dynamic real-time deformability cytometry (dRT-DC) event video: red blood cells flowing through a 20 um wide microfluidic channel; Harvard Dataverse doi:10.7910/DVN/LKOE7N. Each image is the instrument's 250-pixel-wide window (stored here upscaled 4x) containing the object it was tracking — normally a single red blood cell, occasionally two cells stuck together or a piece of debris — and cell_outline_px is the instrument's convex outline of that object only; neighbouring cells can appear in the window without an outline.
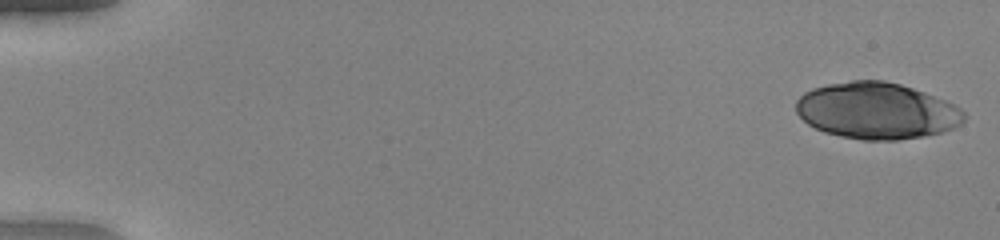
{"species": "human", "species_latin": "Homo sapiens", "temperature_condition": "warm", "stored_images_in_passage": 44, "camera_frame_rate_fps": 3000, "um_per_image_px": 0.085, "donor": {"sex": "female"}, "frame": {"image": 1, "passage_image": 1, "time_ms": 0.0, "image_size_px": [1000, 240], "cell_outline_px": [[964, 120], [960, 124], [944, 132], [924, 136], [896, 140], [864, 140], [840, 136], [824, 132], [808, 124], [796, 112], [796, 100], [804, 92], [812, 88], [828, 84], [852, 80], [884, 80], [900, 84], [924, 92], [944, 100], [960, 108], [964, 112]], "centroid_in_image_um": [74.5, 9.42], "position_along_channel_um": 10.5, "area_um2": 55.2}}
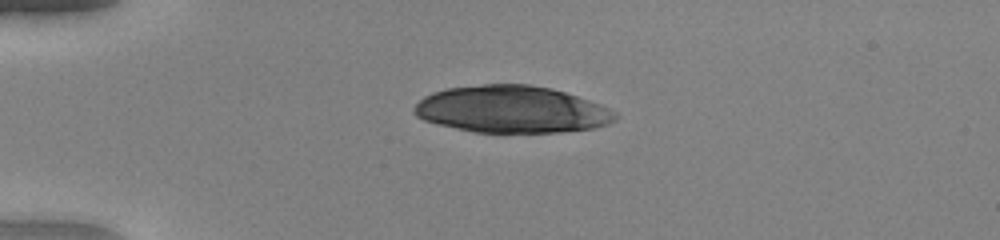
{"frame": {"image": 2, "passage_image": 13, "time_ms": 4.0, "image_size_px": [1000, 240], "cell_outline_px": [[620, 116], [616, 120], [608, 124], [596, 128], [560, 132], [472, 132], [436, 124], [424, 120], [416, 116], [412, 112], [412, 108], [424, 96], [432, 92], [448, 88], [484, 84], [528, 84], [552, 88], [600, 104], [616, 112]], "centroid_in_image_um": [43.49, 9.3], "position_along_channel_um": 41.5, "area_um2": 55.37}}
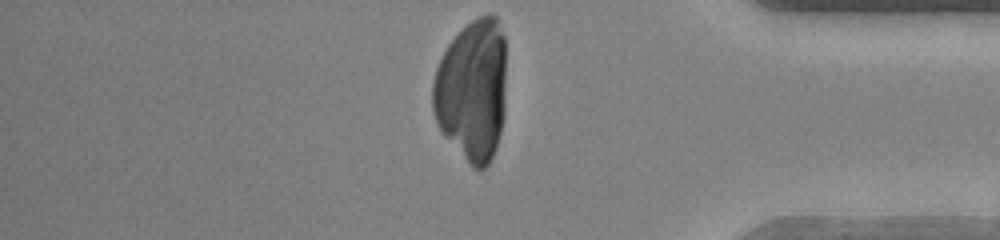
{"frame": {"image": 3, "passage_image": 44, "time_ms": 14.333, "image_size_px": [1000, 240], "cell_outline_px": [[504, 116], [496, 148], [488, 164], [480, 172], [472, 168], [440, 132], [432, 108], [432, 80], [436, 68], [448, 44], [472, 20], [480, 16], [496, 16], [504, 36]], "centroid_in_image_um": [40.11, 7.73], "position_along_channel_um": 395.1, "area_um2": 60.86}}